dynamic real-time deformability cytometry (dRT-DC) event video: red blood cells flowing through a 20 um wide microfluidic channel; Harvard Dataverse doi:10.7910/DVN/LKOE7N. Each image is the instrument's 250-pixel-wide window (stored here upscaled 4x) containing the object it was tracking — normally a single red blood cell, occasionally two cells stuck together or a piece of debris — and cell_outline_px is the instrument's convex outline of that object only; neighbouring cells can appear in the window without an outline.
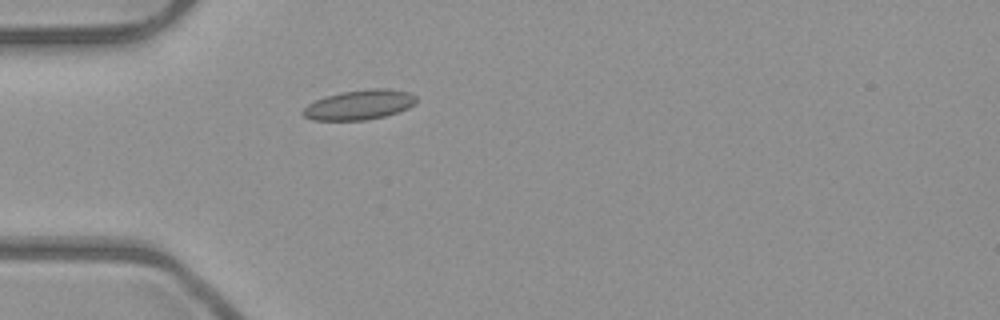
{"species": "common noctule bat (a hibernating species)", "species_latin": "Nyctalus noctula", "temperature_condition": "room temperature", "stored_images_in_passage": 38, "camera_frame_rate_fps": 3000, "um_per_image_px": 0.085, "animal": {"sex": "male", "body_mass_g": 23.1, "forearm_length_mm": 52.7}, "frame": {"image": 1, "passage_image": 1, "time_ms": 0.0, "image_size_px": [1000, 320], "cell_outline_px": [[416, 104], [408, 108], [384, 116], [364, 120], [312, 120], [304, 116], [300, 112], [308, 104], [324, 96], [340, 92], [372, 88], [388, 88], [408, 92], [416, 96]], "centroid_in_image_um": [30.53, 8.9], "position_along_channel_um": 54.5, "area_um2": 19.71}}
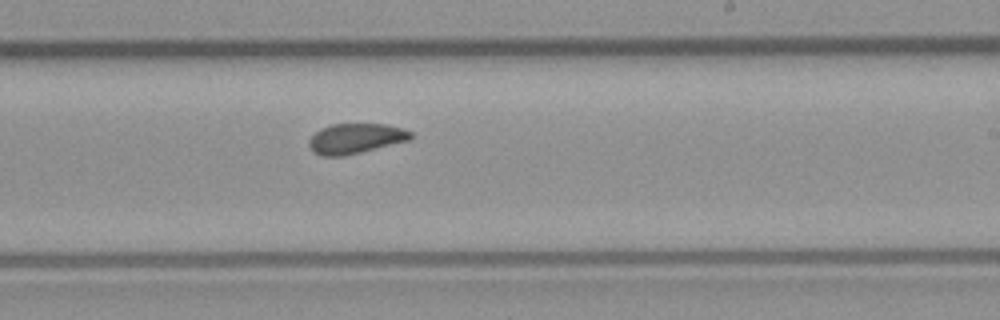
{"frame": {"image": 2, "passage_image": 17, "time_ms": 5.333, "image_size_px": [1000, 320], "cell_outline_px": [[412, 136], [408, 140], [344, 156], [324, 156], [316, 152], [308, 144], [308, 140], [320, 128], [332, 124], [384, 124], [404, 128], [412, 132]], "centroid_in_image_um": [30.22, 11.76], "position_along_channel_um": 258.8, "area_um2": 17.57}}
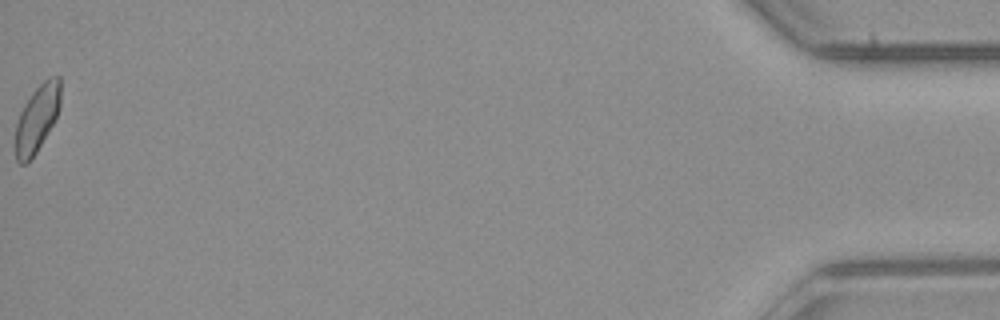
{"frame": {"image": 3, "passage_image": 38, "time_ms": 12.333, "image_size_px": [1000, 320], "cell_outline_px": [[60, 104], [56, 116], [52, 124], [36, 152], [24, 164], [20, 164], [16, 160], [16, 124], [20, 112], [24, 104], [32, 92], [48, 76], [60, 76]], "centroid_in_image_um": [3.15, 10.02], "position_along_channel_um": 432.1, "area_um2": 17.22}, "authors_computed_cell_mechanics": {"area_um2": 17.9758, "velocity_mm_per_s": 3.963, "shape_relaxation_time_tau1_ms": null, "shape_relaxation_time_tau2_ms": 1.6979, "deformation_change_tau1": null, "deformation_change_tau2": 0.0722}}